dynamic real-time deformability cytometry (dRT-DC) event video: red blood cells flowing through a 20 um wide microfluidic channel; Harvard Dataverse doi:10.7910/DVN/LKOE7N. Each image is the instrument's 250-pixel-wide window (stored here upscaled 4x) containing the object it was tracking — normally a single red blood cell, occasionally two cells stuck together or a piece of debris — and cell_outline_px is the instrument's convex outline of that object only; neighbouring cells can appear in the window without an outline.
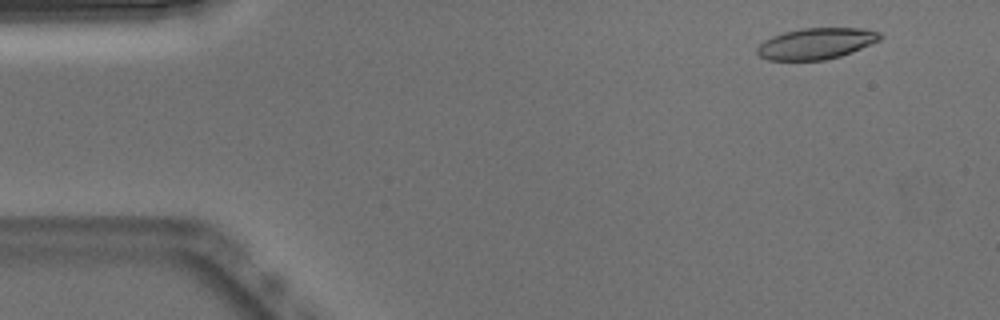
{"species": "Egyptian fruit bat (a non-hibernating species)", "species_latin": "Rousettus aegyptiacus", "temperature_condition": "warm", "stored_images_in_passage": 51, "camera_frame_rate_fps": 3000, "um_per_image_px": 0.085, "animal": {"sex": "male"}, "frame": {"image": 1, "passage_image": 4, "time_ms": 1.0, "image_size_px": [1000, 320], "cell_outline_px": [[884, 36], [880, 40], [852, 52], [840, 56], [824, 60], [768, 60], [760, 56], [756, 52], [756, 48], [764, 40], [772, 36], [784, 32], [800, 28], [860, 28], [880, 32]], "centroid_in_image_um": [69.37, 3.7], "position_along_channel_um": 15.6, "area_um2": 22.37}}
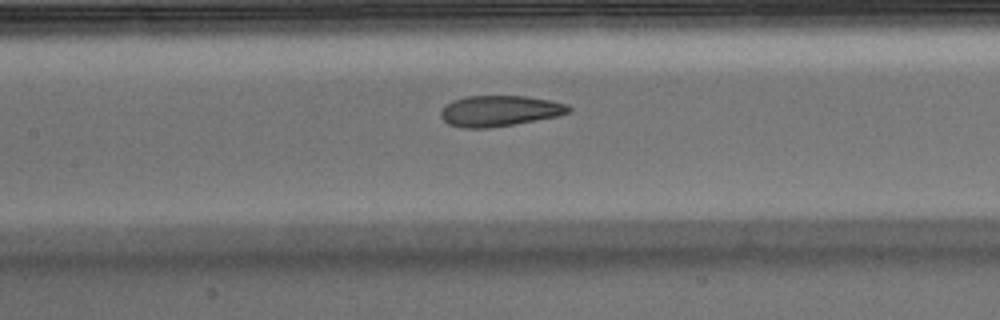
{"frame": {"image": 2, "passage_image": 23, "time_ms": 7.333, "image_size_px": [1000, 320], "cell_outline_px": [[572, 112], [560, 116], [488, 128], [460, 128], [448, 124], [440, 116], [440, 112], [444, 104], [452, 100], [464, 96], [524, 96], [552, 100], [568, 104], [572, 108]], "centroid_in_image_um": [42.47, 9.42], "position_along_channel_um": 164.9, "area_um2": 23.29}}
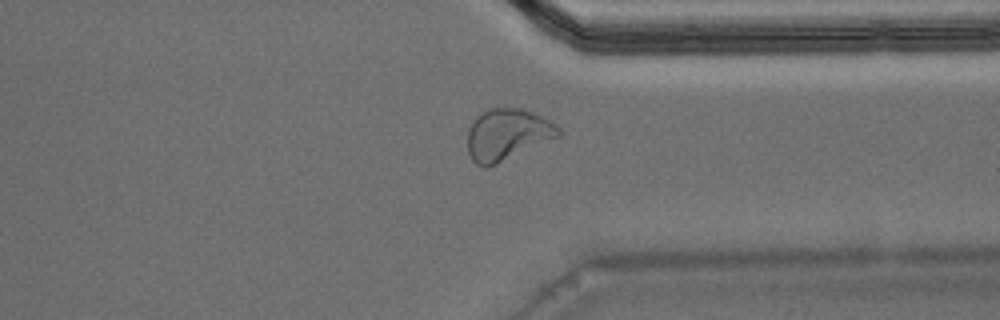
{"frame": {"image": 3, "passage_image": 39, "time_ms": 12.667, "image_size_px": [1000, 320], "cell_outline_px": [[560, 136], [488, 168], [484, 168], [476, 164], [472, 160], [468, 152], [468, 128], [476, 116], [480, 112], [488, 108], [520, 108], [544, 116], [560, 128]], "centroid_in_image_um": [43.1, 11.44], "position_along_channel_um": 368.3, "area_um2": 27.51}, "authors_computed_cell_mechanics": {"area_um2": 23.6402, "velocity_mm_per_s": 3.8481, "shape_relaxation_time_tau1_ms": 9.0021, "shape_relaxation_time_tau2_ms": 1.6534, "deformation_change_tau1": 0.2618, "deformation_change_tau2": 0.0869}}